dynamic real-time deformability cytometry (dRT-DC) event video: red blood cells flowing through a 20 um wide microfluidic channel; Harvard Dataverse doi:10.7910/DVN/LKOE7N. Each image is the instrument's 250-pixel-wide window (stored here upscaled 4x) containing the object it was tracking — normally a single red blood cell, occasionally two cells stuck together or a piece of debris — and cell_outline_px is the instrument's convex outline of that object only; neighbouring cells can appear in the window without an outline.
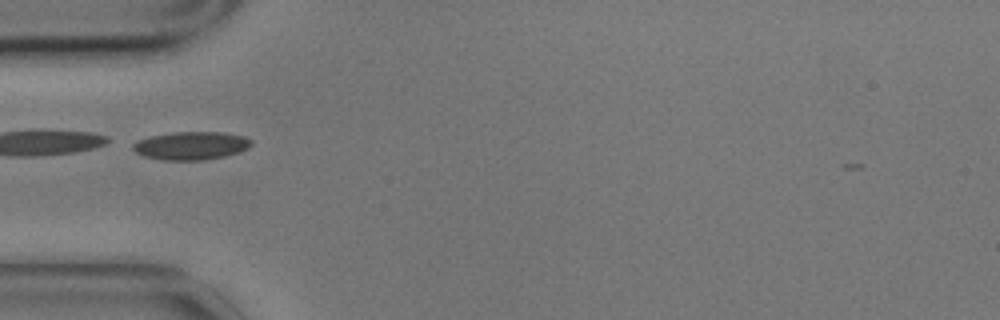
{"species": "common noctule bat (a hibernating species)", "species_latin": "Nyctalus noctula", "temperature_condition": "cold", "stored_images_in_passage": 39, "camera_frame_rate_fps": 3000, "um_per_image_px": 0.085, "animal": {"sex": "male", "body_mass_g": 17.9}, "frame": {"image": 1, "passage_image": 1, "time_ms": 0.0, "image_size_px": [1000, 320], "cell_outline_px": [[252, 144], [248, 148], [240, 152], [224, 156], [200, 160], [164, 160], [144, 156], [136, 152], [132, 148], [132, 144], [136, 140], [148, 136], [172, 132], [224, 132], [244, 136], [252, 140]], "centroid_in_image_um": [16.23, 12.37], "position_along_channel_um": 68.8, "area_um2": 19.54}, "authors_computed_cell_mechanics": {"area_um2": 18.207, "velocity_mm_per_s": 3.4846, "shape_relaxation_time_tau1_ms": 3.16, "shape_relaxation_time_tau2_ms": 3.1746, "deformation_change_tau1": 0.1095, "deformation_change_tau2": 0.067}}